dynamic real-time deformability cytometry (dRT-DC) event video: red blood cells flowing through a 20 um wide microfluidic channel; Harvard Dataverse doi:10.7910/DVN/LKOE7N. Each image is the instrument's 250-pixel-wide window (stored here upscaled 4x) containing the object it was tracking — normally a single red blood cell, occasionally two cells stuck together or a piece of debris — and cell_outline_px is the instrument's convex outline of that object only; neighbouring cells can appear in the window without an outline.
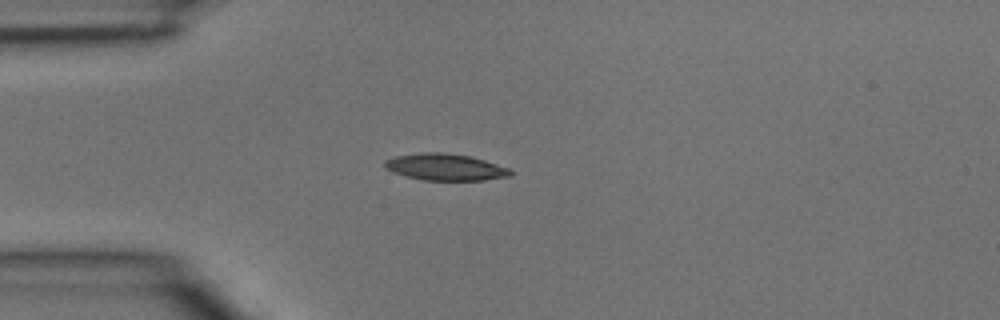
{"species": "common noctule bat (a hibernating species)", "species_latin": "Nyctalus noctula", "temperature_condition": "room temperature", "stored_images_in_passage": 2, "camera_frame_rate_fps": 3000, "um_per_image_px": 0.085, "animal": {"sex": "male", "body_mass_g": 15.6}, "frame": {"image": 1, "passage_image": 2, "time_ms": 0.333, "image_size_px": [1000, 320], "cell_outline_px": [[512, 176], [484, 180], [424, 180], [404, 176], [392, 172], [384, 168], [384, 160], [396, 156], [420, 152], [444, 152], [472, 156], [508, 168], [512, 172]], "centroid_in_image_um": [37.82, 14.2], "position_along_channel_um": 47.2, "area_um2": 19.71}}